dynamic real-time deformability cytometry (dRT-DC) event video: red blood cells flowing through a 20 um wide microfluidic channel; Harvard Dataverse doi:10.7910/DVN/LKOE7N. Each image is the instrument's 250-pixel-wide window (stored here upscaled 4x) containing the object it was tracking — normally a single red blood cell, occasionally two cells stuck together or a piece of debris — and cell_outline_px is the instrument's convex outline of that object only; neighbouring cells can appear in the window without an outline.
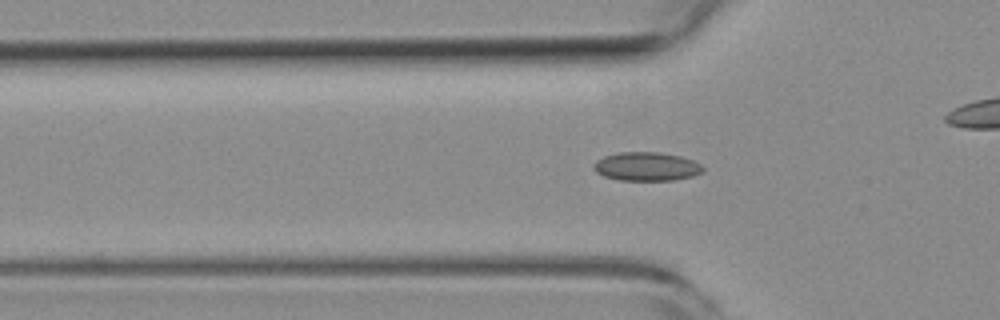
{"species": "common noctule bat (a hibernating species)", "species_latin": "Nyctalus noctula", "temperature_condition": "room temperature", "stored_images_in_passage": 52, "camera_frame_rate_fps": 3000, "um_per_image_px": 0.085, "animal": {"sex": "female", "body_mass_g": 19.3, "forearm_length_mm": 54.1}, "frame": {"image": 1, "passage_image": 17, "time_ms": 5.333, "image_size_px": [1000, 320], "cell_outline_px": [[704, 172], [692, 176], [676, 180], [620, 180], [604, 176], [596, 172], [592, 168], [592, 164], [596, 160], [604, 156], [620, 152], [656, 152], [680, 156], [692, 160], [700, 164], [704, 168]], "centroid_in_image_um": [54.94, 14.15], "position_along_channel_um": 70.9, "area_um2": 18.32}}
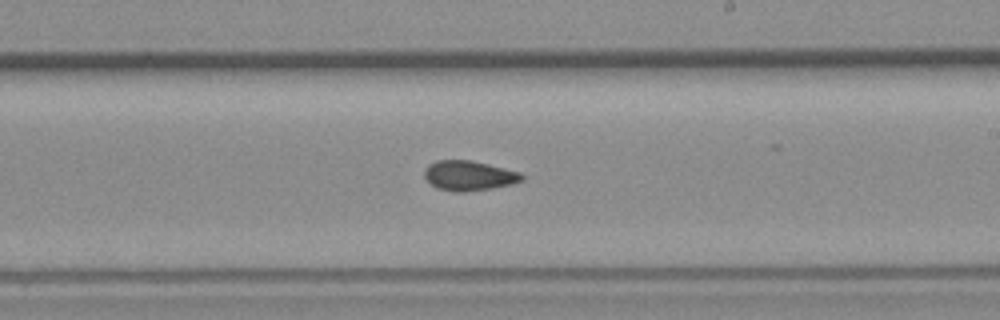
{"frame": {"image": 2, "passage_image": 31, "time_ms": 10.0, "image_size_px": [1000, 320], "cell_outline_px": [[524, 180], [512, 184], [492, 188], [464, 192], [452, 192], [436, 188], [424, 176], [424, 172], [428, 164], [436, 160], [468, 160], [488, 164], [520, 172], [524, 176]], "centroid_in_image_um": [39.86, 14.93], "position_along_channel_um": 249.1, "area_um2": 16.99}}
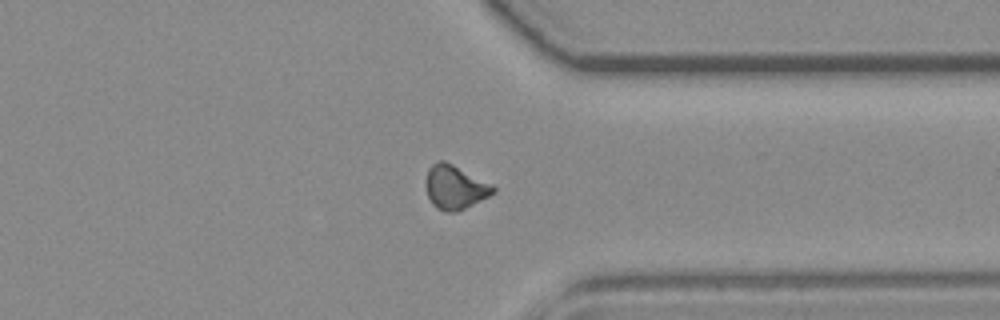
{"frame": {"image": 3, "passage_image": 41, "time_ms": 13.333, "image_size_px": [1000, 320], "cell_outline_px": [[496, 192], [456, 212], [444, 212], [436, 208], [432, 204], [428, 196], [428, 168], [436, 160], [444, 160], [492, 184], [496, 188]], "centroid_in_image_um": [38.69, 15.91], "position_along_channel_um": 372.7, "area_um2": 16.88}, "authors_computed_cell_mechanics": {"area_um2": 17.0221, "velocity_mm_per_s": 3.8026, "shape_relaxation_time_tau1_ms": null, "shape_relaxation_time_tau2_ms": 3.6383, "deformation_change_tau1": null, "deformation_change_tau2": 0.0611}}